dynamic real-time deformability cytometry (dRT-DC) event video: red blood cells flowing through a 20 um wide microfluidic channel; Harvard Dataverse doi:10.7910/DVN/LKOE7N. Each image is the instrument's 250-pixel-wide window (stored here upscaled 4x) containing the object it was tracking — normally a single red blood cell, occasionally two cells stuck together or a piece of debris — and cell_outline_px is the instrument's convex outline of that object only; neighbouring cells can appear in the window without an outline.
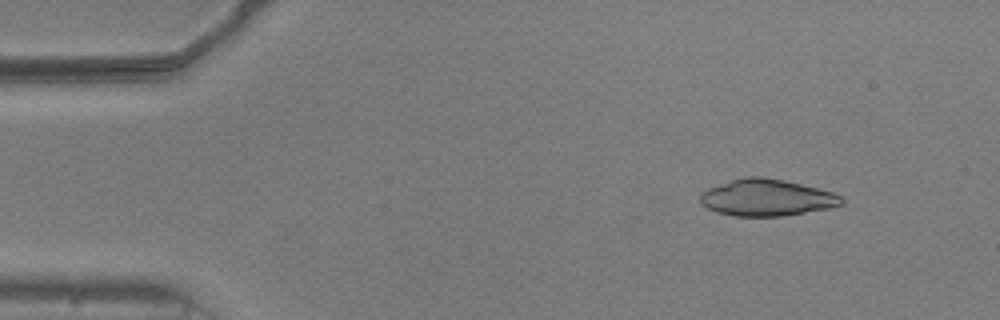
{"species": "common noctule bat (a hibernating species)", "species_latin": "Nyctalus noctula", "temperature_condition": "warm", "stored_images_in_passage": 22, "camera_frame_rate_fps": 3000, "um_per_image_px": 0.085, "animal": {"sex": "male", "body_mass_g": 20.5, "forearm_length_mm": 52.5}, "frame": {"image": 1, "passage_image": 5, "time_ms": 1.333, "image_size_px": [1000, 320], "cell_outline_px": [[844, 204], [832, 208], [784, 216], [736, 216], [716, 212], [700, 204], [700, 192], [708, 188], [744, 176], [760, 176], [784, 180], [832, 192], [840, 196], [844, 200]], "centroid_in_image_um": [65.17, 16.81], "position_along_channel_um": 19.8, "area_um2": 30.29}}